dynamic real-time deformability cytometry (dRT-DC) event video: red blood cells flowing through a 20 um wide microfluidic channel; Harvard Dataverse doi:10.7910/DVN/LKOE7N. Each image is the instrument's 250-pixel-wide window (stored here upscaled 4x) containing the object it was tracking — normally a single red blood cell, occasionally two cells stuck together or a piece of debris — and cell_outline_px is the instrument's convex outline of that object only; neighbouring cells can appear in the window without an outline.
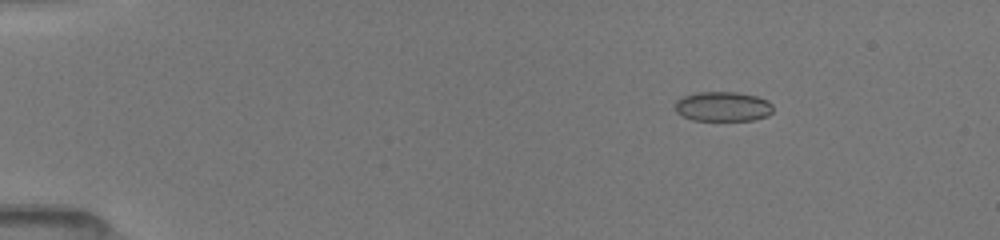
{"species": "common noctule bat (a hibernating species)", "species_latin": "Nyctalus noctula", "temperature_condition": "room temperature", "stored_images_in_passage": 34, "camera_frame_rate_fps": 3000, "um_per_image_px": 0.085, "animal": {"sex": "female", "body_mass_g": 19.5, "forearm_length_mm": 54.1}, "frame": {"image": 1, "passage_image": 5, "time_ms": 1.333, "image_size_px": [1000, 240], "cell_outline_px": [[772, 112], [768, 116], [752, 120], [692, 120], [676, 112], [676, 100], [680, 96], [696, 92], [736, 92], [756, 96], [768, 100], [772, 104]], "centroid_in_image_um": [61.44, 9.04], "position_along_channel_um": 23.6, "area_um2": 17.05}}
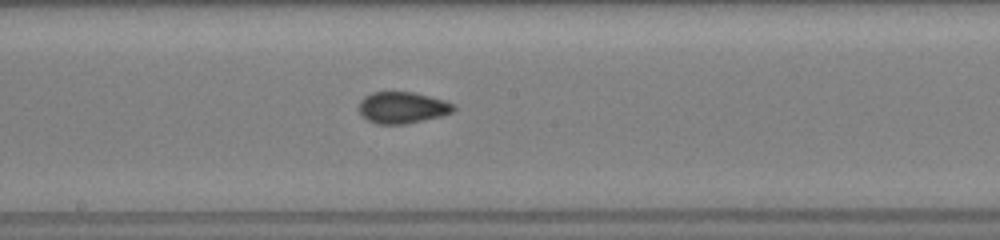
{"frame": {"image": 2, "passage_image": 17, "time_ms": 5.333, "image_size_px": [1000, 240], "cell_outline_px": [[456, 108], [452, 112], [440, 116], [404, 124], [376, 124], [360, 116], [356, 108], [360, 100], [364, 96], [372, 92], [412, 92], [444, 100], [456, 104]], "centroid_in_image_um": [34.14, 9.14], "position_along_channel_um": 214.1, "area_um2": 17.57}}
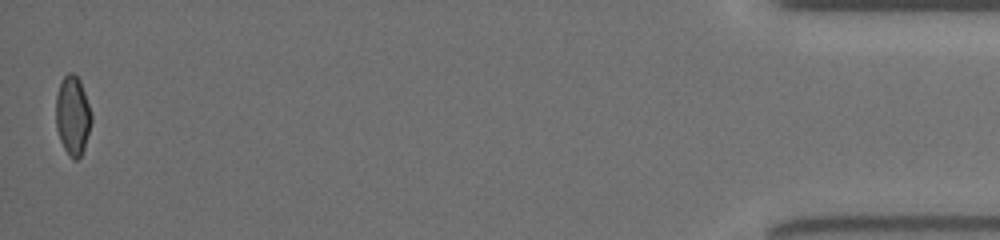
{"frame": {"image": 3, "passage_image": 34, "time_ms": 11.0, "image_size_px": [1000, 240], "cell_outline_px": [[92, 120], [84, 148], [80, 156], [76, 160], [72, 160], [68, 156], [60, 140], [56, 128], [56, 96], [60, 84], [64, 76], [68, 72], [72, 72], [80, 80], [92, 116]], "centroid_in_image_um": [6.17, 9.84], "position_along_channel_um": 429.0, "area_um2": 16.3}}